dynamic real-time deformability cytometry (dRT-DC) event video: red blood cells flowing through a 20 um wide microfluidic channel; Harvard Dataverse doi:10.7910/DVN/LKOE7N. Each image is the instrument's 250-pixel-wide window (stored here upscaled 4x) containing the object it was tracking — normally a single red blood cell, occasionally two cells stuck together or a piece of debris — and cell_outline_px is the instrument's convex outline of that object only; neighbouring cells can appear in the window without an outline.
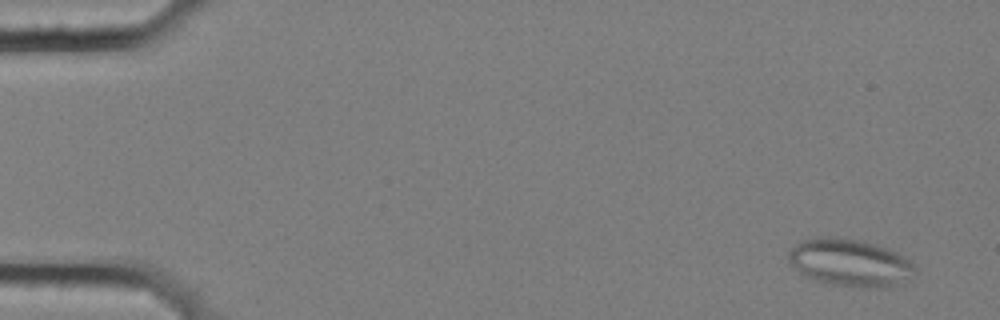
{"species": "common noctule bat (a hibernating species)", "species_latin": "Nyctalus noctula", "temperature_condition": "cold", "stored_images_in_passage": 11, "segment_of_instrument_passage": [1, 2], "camera_frame_rate_fps": 3000, "um_per_image_px": 0.085, "animal": {"sex": "female", "body_mass_g": 25.1}, "frame": {"image": 1, "passage_image": 1, "time_ms": 0.0, "image_size_px": [1000, 320], "cell_outline_px": [[916, 272], [896, 284], [888, 288], [864, 288], [828, 284], [812, 280], [788, 264], [788, 252], [800, 240], [816, 236], [836, 236], [860, 240], [876, 244], [896, 252], [904, 256], [916, 268]], "centroid_in_image_um": [72.18, 22.32], "position_along_channel_um": 12.8, "area_um2": 35.37}}